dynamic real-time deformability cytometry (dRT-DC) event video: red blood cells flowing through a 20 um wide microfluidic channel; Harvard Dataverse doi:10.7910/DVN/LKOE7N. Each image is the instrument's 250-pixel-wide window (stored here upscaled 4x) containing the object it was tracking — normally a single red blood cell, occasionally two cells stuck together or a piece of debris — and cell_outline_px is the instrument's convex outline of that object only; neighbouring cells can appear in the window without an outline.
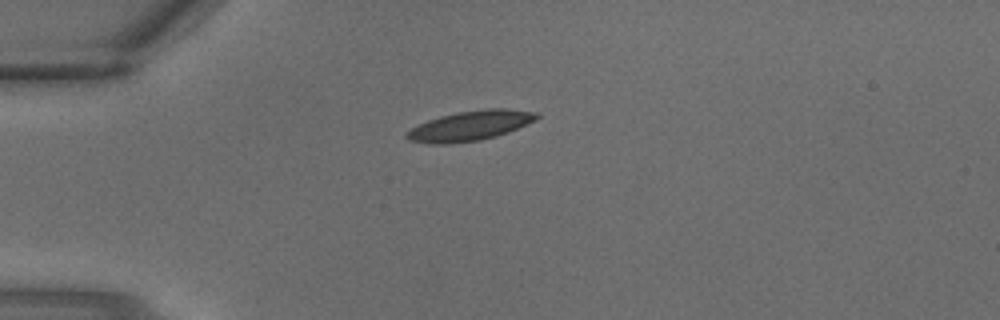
{"species": "common noctule bat (a hibernating species)", "species_latin": "Nyctalus noctula", "temperature_condition": "warm", "stored_images_in_passage": 2, "segment_of_instrument_passage": [1, 2], "camera_frame_rate_fps": 3000, "um_per_image_px": 0.085, "animal": {"sex": "male", "body_mass_g": 18.8}, "frame": {"image": 1, "passage_image": 1, "time_ms": 0.0, "image_size_px": [1000, 320], "cell_outline_px": [[540, 116], [536, 120], [508, 132], [496, 136], [480, 140], [448, 144], [428, 144], [408, 140], [404, 136], [404, 132], [428, 120], [440, 116], [456, 112], [488, 108], [504, 108], [540, 112]], "centroid_in_image_um": [39.96, 10.68], "position_along_channel_um": 45.0, "area_um2": 22.83}}